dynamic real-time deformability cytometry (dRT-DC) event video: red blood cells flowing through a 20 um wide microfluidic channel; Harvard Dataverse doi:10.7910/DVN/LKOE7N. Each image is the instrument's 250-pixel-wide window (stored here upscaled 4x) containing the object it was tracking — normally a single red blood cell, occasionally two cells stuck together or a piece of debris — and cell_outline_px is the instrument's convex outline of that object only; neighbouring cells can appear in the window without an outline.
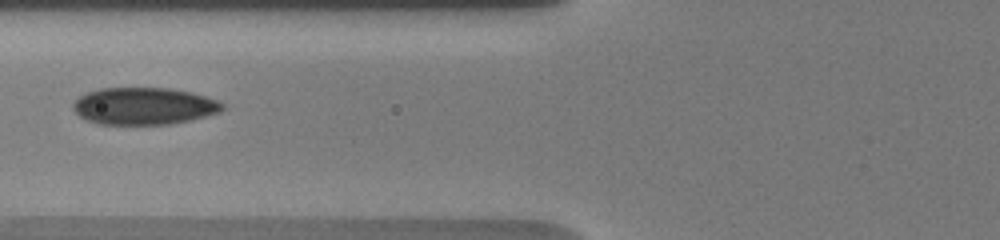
{"species": "human", "species_latin": "Homo sapiens", "temperature_condition": "warm", "stored_images_in_passage": 13, "segment_of_instrument_passage": [2, 2], "camera_frame_rate_fps": 3000, "um_per_image_px": 0.085, "donor": {"sex": "male"}, "frame": {"image": 1, "passage_image": 8, "time_ms": 7.0, "image_size_px": [1000, 240], "cell_outline_px": [[224, 108], [220, 112], [192, 120], [168, 124], [100, 124], [88, 120], [80, 116], [72, 108], [72, 104], [80, 96], [88, 92], [100, 88], [168, 88], [192, 92], [216, 100], [224, 104]], "centroid_in_image_um": [12.25, 9.01], "position_along_channel_um": 113.6, "area_um2": 32.19}}
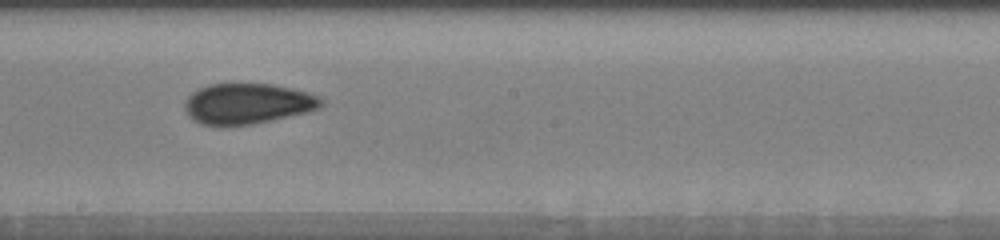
{"frame": {"image": 2, "passage_image": 11, "time_ms": 10.0, "image_size_px": [1000, 240], "cell_outline_px": [[324, 104], [320, 108], [308, 112], [272, 120], [252, 124], [200, 124], [192, 120], [188, 116], [184, 108], [184, 104], [188, 96], [192, 92], [208, 84], [272, 84], [292, 88], [308, 92], [320, 96], [324, 100]], "centroid_in_image_um": [21.07, 8.8], "position_along_channel_um": 227.1, "area_um2": 32.25}}
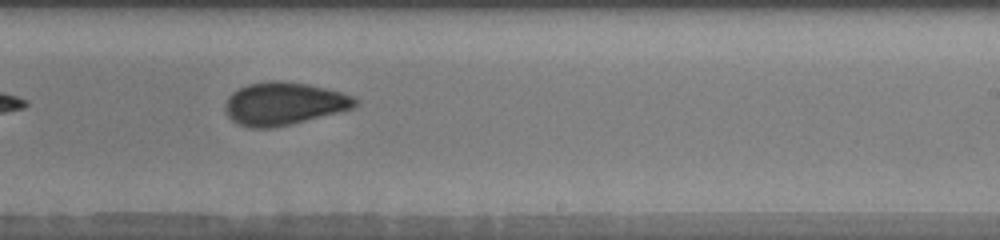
{"frame": {"image": 3, "passage_image": 12, "time_ms": 11.0, "image_size_px": [1000, 240], "cell_outline_px": [[360, 100], [352, 108], [340, 112], [292, 124], [272, 128], [248, 128], [236, 124], [228, 116], [224, 108], [224, 104], [228, 96], [232, 92], [248, 84], [268, 80], [280, 80], [308, 84], [356, 96]], "centroid_in_image_um": [24.11, 8.81], "position_along_channel_um": 264.9, "area_um2": 32.77}}